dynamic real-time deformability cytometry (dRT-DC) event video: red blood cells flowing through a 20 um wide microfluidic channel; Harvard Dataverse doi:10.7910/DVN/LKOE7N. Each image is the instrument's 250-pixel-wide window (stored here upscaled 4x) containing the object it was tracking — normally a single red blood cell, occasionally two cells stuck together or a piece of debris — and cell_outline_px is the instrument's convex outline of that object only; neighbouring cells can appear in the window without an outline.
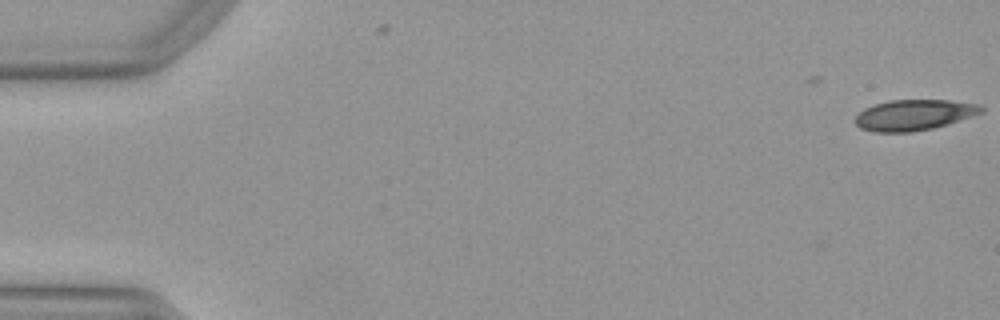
{"species": "Egyptian fruit bat (a non-hibernating species)", "species_latin": "Rousettus aegyptiacus", "temperature_condition": "warm", "stored_images_in_passage": 3, "camera_frame_rate_fps": 3000, "um_per_image_px": 0.085, "animal": {"sex": "female"}, "frame": {"image": 1, "passage_image": 3, "time_ms": 0.667, "image_size_px": [1000, 320], "cell_outline_px": [[984, 112], [932, 128], [912, 132], [876, 132], [860, 128], [856, 124], [856, 116], [864, 108], [888, 100], [948, 100], [976, 104], [984, 108]], "centroid_in_image_um": [77.66, 9.77], "position_along_channel_um": 7.3, "area_um2": 22.25}}